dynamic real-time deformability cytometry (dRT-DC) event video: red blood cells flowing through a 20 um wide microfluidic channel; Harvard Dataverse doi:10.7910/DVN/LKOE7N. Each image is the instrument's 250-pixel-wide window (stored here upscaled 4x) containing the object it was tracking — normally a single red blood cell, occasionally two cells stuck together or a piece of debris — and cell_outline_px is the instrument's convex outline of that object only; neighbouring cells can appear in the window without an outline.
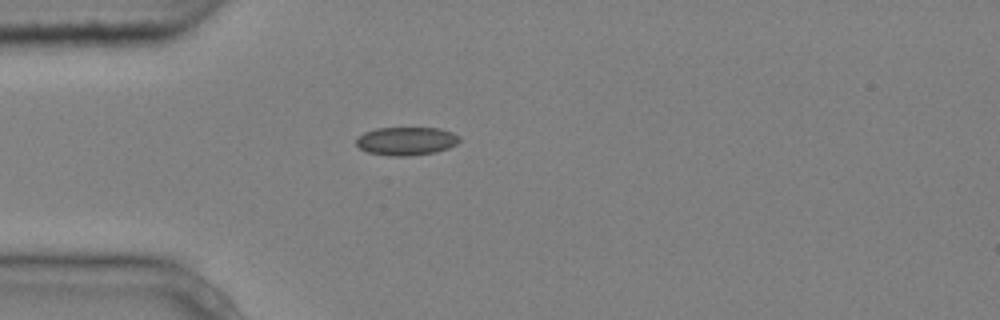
{"species": "common noctule bat (a hibernating species)", "species_latin": "Nyctalus noctula", "temperature_condition": "cold", "stored_images_in_passage": 1, "camera_frame_rate_fps": 3000, "um_per_image_px": 0.085, "animal": {"sex": "male", "body_mass_g": 20.4}, "frame": {"image": 1, "passage_image": 1, "time_ms": 0.0, "image_size_px": [1000, 320], "cell_outline_px": [[460, 140], [456, 144], [448, 148], [436, 152], [408, 156], [388, 156], [368, 152], [360, 148], [356, 144], [356, 136], [364, 132], [376, 128], [440, 128], [452, 132], [460, 136]], "centroid_in_image_um": [34.52, 11.99], "position_along_channel_um": 50.5, "area_um2": 17.17}}